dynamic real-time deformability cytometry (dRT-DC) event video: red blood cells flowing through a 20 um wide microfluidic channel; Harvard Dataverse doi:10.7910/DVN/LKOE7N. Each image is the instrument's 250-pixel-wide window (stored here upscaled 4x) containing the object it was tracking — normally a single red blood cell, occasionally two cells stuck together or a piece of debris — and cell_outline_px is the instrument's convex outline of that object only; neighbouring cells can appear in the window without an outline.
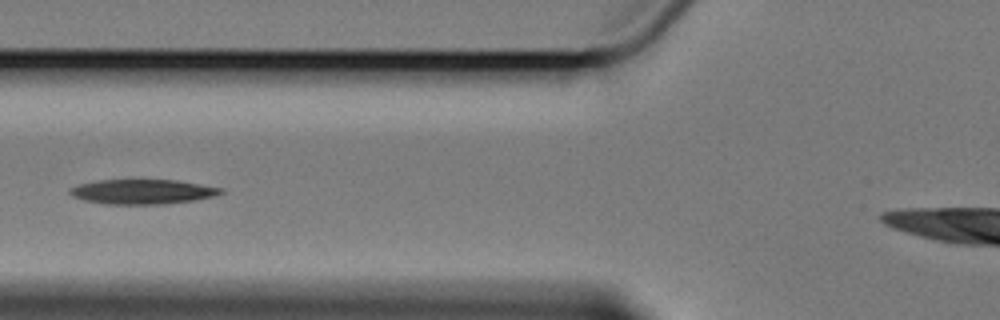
{"species": "Egyptian fruit bat (a non-hibernating species)", "species_latin": "Rousettus aegyptiacus", "temperature_condition": "cold", "stored_images_in_passage": 13, "camera_frame_rate_fps": 3000, "um_per_image_px": 0.085, "animal": {"sex": "female"}, "frame": {"image": 1, "passage_image": 3, "time_ms": 2.333, "image_size_px": [1000, 320], "cell_outline_px": [[224, 192], [212, 196], [192, 200], [164, 204], [104, 204], [84, 200], [72, 196], [68, 192], [68, 188], [80, 184], [100, 180], [176, 180], [220, 188]], "centroid_in_image_um": [12.03, 16.3], "position_along_channel_um": 113.8, "area_um2": 21.44}}
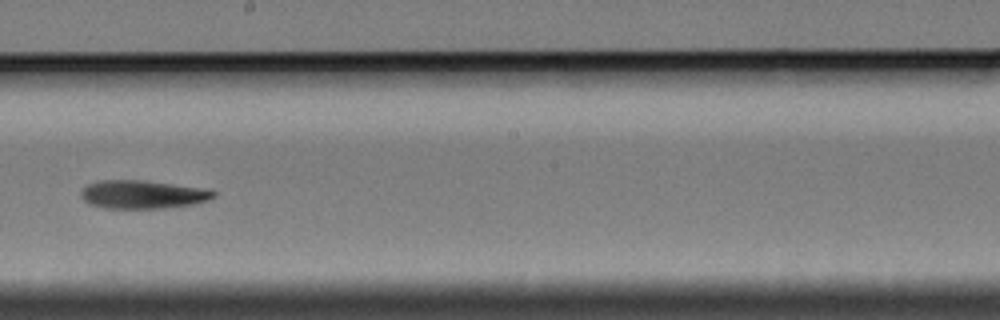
{"frame": {"image": 2, "passage_image": 6, "time_ms": 6.0, "image_size_px": [1000, 320], "cell_outline_px": [[216, 196], [208, 200], [192, 204], [164, 208], [104, 208], [88, 204], [80, 196], [80, 192], [88, 184], [100, 180], [140, 180], [172, 184], [200, 188], [216, 192]], "centroid_in_image_um": [12.07, 16.53], "position_along_channel_um": 236.1, "area_um2": 21.68}}
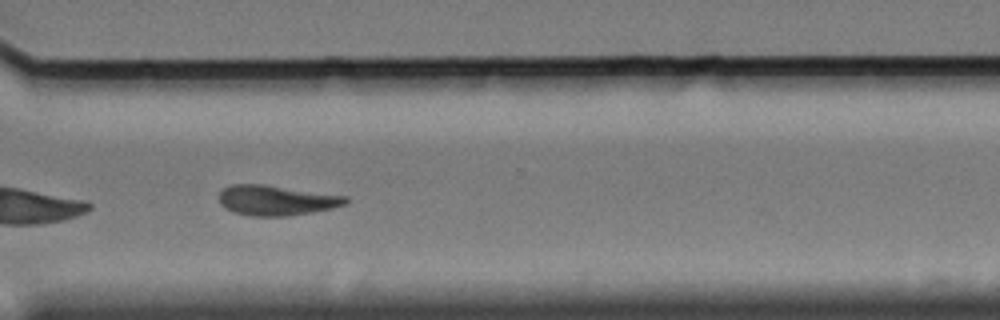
{"frame": {"image": 3, "passage_image": 9, "time_ms": 9.333, "image_size_px": [1000, 320], "cell_outline_px": [[348, 200], [344, 204], [332, 208], [292, 216], [248, 216], [232, 212], [224, 208], [220, 204], [220, 192], [224, 188], [232, 184], [264, 184], [348, 196]], "centroid_in_image_um": [23.46, 17.03], "position_along_channel_um": 347.1, "area_um2": 22.37}, "authors_computed_cell_mechanics": {"area_um2": 21.9062, "velocity_mm_per_s": 3.3363, "shape_relaxation_time_tau1_ms": 4.1147, "shape_relaxation_time_tau2_ms": null, "deformation_change_tau1": 0.1073, "deformation_change_tau2": null}}